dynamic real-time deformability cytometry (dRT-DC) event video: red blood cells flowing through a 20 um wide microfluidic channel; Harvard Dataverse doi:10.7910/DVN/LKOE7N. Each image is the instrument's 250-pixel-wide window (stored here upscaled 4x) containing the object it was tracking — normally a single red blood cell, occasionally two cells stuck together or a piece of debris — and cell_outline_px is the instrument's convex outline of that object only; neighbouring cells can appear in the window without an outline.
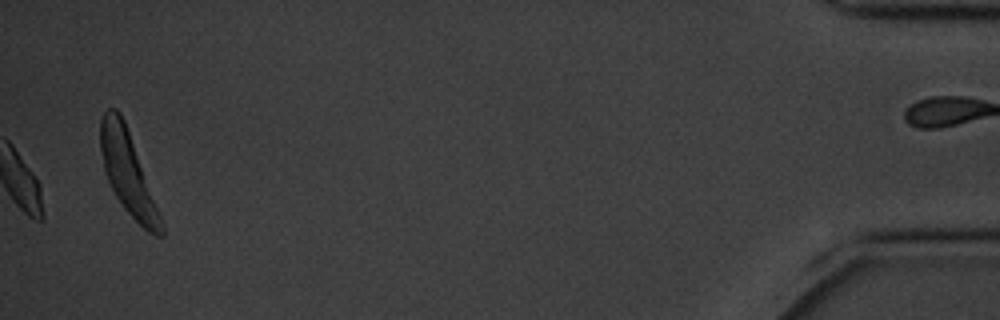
{"species": "common noctule bat (a hibernating species)", "species_latin": "Nyctalus noctula", "temperature_condition": "cold", "stored_images_in_passage": 42, "camera_frame_rate_fps": 3000, "um_per_image_px": 0.085, "animal": {"sex": "male", "body_mass_g": 20.1, "forearm_length_mm": 53.5}, "frame": {"image": 1, "passage_image": 42, "time_ms": 13.667, "image_size_px": [1000, 320], "cell_outline_px": [[164, 236], [156, 236], [148, 232], [124, 208], [116, 196], [104, 172], [100, 152], [100, 120], [104, 112], [108, 108], [116, 108], [120, 112], [124, 120], [164, 224]], "centroid_in_image_um": [10.85, 14.68], "position_along_channel_um": 424.4, "area_um2": 28.61}, "authors_computed_cell_mechanics": {"area_um2": 17.1377, "velocity_mm_per_s": 3.4585, "shape_relaxation_time_tau1_ms": 1.3536, "shape_relaxation_time_tau2_ms": null, "deformation_change_tau1": 0.0843, "deformation_change_tau2": null}}